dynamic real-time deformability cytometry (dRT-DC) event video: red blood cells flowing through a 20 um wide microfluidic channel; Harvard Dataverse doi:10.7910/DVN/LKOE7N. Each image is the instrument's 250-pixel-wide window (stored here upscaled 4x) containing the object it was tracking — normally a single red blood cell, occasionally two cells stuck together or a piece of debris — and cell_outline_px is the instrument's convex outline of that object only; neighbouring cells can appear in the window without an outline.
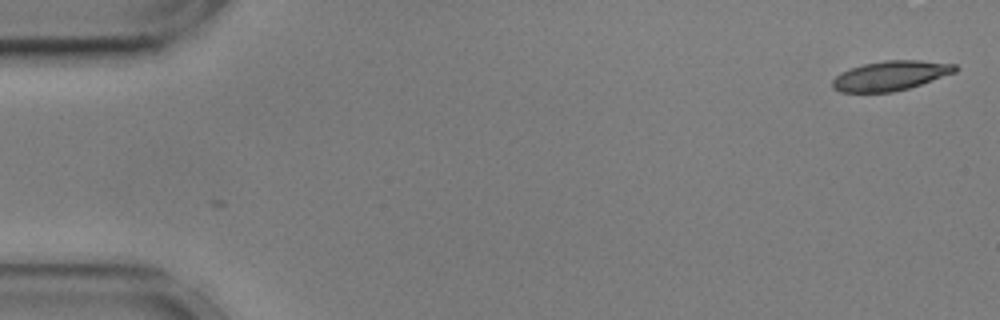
{"species": "common noctule bat (a hibernating species)", "species_latin": "Nyctalus noctula", "temperature_condition": "cold", "stored_images_in_passage": 52, "camera_frame_rate_fps": 3000, "um_per_image_px": 0.085, "animal": {"sex": "male", "body_mass_g": 17.9, "forearm_length_mm": 54.2}, "frame": {"image": 1, "passage_image": 1, "time_ms": 0.0, "image_size_px": [1000, 320], "cell_outline_px": [[960, 68], [956, 72], [908, 88], [892, 92], [840, 92], [832, 88], [832, 80], [840, 72], [864, 64], [884, 60], [920, 60], [956, 64]], "centroid_in_image_um": [75.7, 6.43], "position_along_channel_um": 9.3, "area_um2": 21.15}}
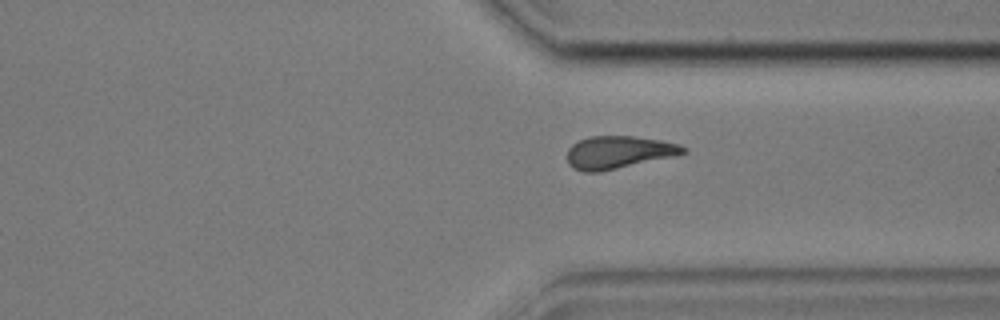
{"frame": {"image": 2, "passage_image": 41, "time_ms": 13.333, "image_size_px": [1000, 320], "cell_outline_px": [[688, 152], [672, 156], [600, 172], [584, 172], [572, 168], [568, 164], [568, 148], [572, 144], [588, 136], [632, 136], [660, 140], [680, 144], [688, 148]], "centroid_in_image_um": [52.56, 12.94], "position_along_channel_um": 358.8, "area_um2": 22.02}}
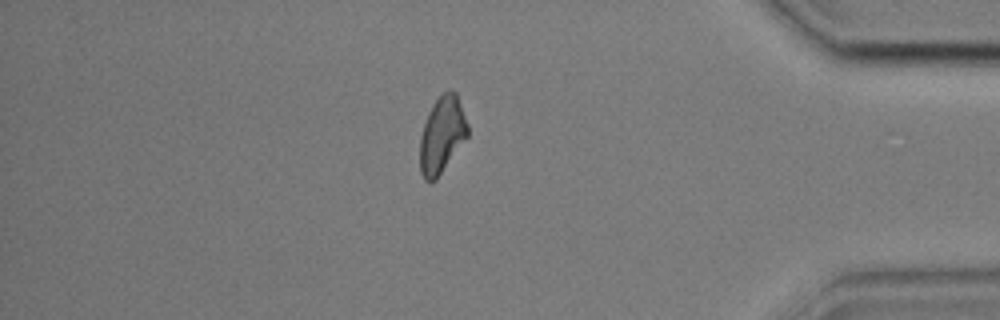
{"frame": {"image": 3, "passage_image": 47, "time_ms": 15.333, "image_size_px": [1000, 320], "cell_outline_px": [[468, 136], [436, 180], [424, 180], [420, 172], [420, 136], [428, 112], [432, 104], [448, 88], [456, 92], [468, 124]], "centroid_in_image_um": [37.57, 11.45], "position_along_channel_um": 397.6, "area_um2": 21.27}, "authors_computed_cell_mechanics": {"area_um2": 21.8773, "velocity_mm_per_s": 3.586, "shape_relaxation_time_tau1_ms": 8.0218, "shape_relaxation_time_tau2_ms": null, "deformation_change_tau1": 0.1611, "deformation_change_tau2": null}}